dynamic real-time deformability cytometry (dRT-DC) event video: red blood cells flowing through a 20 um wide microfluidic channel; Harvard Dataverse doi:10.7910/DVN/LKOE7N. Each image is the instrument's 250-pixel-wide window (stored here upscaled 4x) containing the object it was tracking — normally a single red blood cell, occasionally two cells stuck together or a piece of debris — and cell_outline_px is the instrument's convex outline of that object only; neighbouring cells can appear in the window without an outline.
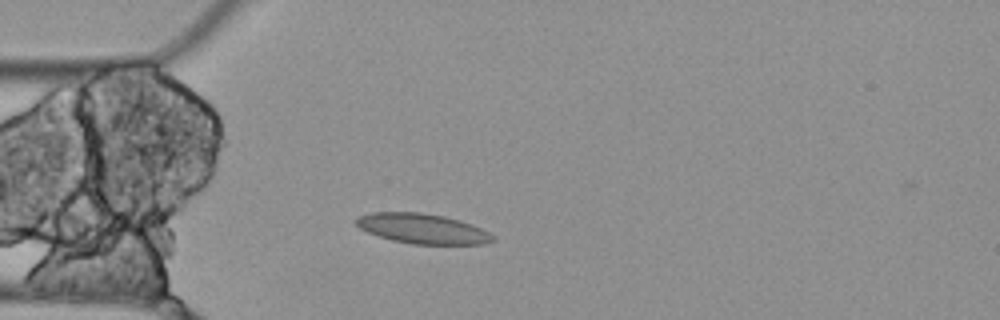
{"species": "Egyptian fruit bat (a non-hibernating species)", "species_latin": "Rousettus aegyptiacus", "temperature_condition": "cold", "stored_images_in_passage": 2, "camera_frame_rate_fps": 3000, "um_per_image_px": 0.085, "animal": {"sex": "female"}, "frame": {"image": 1, "passage_image": 2, "time_ms": 0.333, "image_size_px": [1000, 320], "cell_outline_px": [[496, 240], [484, 244], [412, 244], [392, 240], [368, 232], [360, 228], [352, 220], [360, 216], [372, 212], [420, 212], [444, 216], [460, 220], [472, 224], [496, 236]], "centroid_in_image_um": [35.93, 19.43], "position_along_channel_um": 49.1, "area_um2": 23.93}}